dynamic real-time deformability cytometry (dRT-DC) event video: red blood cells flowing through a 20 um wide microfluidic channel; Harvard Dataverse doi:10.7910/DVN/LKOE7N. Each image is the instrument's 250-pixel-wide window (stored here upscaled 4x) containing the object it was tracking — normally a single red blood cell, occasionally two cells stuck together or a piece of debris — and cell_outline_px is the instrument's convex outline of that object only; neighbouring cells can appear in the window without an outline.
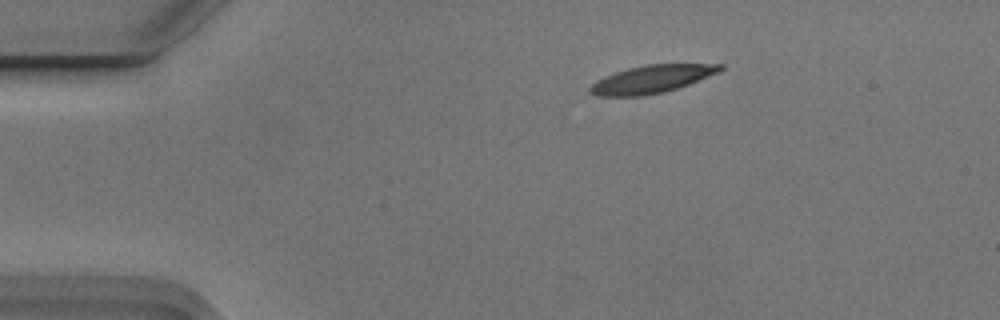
{"species": "Egyptian fruit bat (a non-hibernating species)", "species_latin": "Rousettus aegyptiacus", "temperature_condition": "cold", "stored_images_in_passage": 4, "camera_frame_rate_fps": 3000, "um_per_image_px": 0.085, "animal": {"sex": "male"}, "frame": {"image": 1, "passage_image": 2, "time_ms": 0.333, "image_size_px": [1000, 320], "cell_outline_px": [[724, 68], [720, 72], [688, 84], [664, 92], [644, 96], [596, 96], [588, 92], [588, 88], [596, 80], [604, 76], [628, 68], [648, 64], [724, 64]], "centroid_in_image_um": [55.37, 6.73], "position_along_channel_um": 29.6, "area_um2": 21.1}}